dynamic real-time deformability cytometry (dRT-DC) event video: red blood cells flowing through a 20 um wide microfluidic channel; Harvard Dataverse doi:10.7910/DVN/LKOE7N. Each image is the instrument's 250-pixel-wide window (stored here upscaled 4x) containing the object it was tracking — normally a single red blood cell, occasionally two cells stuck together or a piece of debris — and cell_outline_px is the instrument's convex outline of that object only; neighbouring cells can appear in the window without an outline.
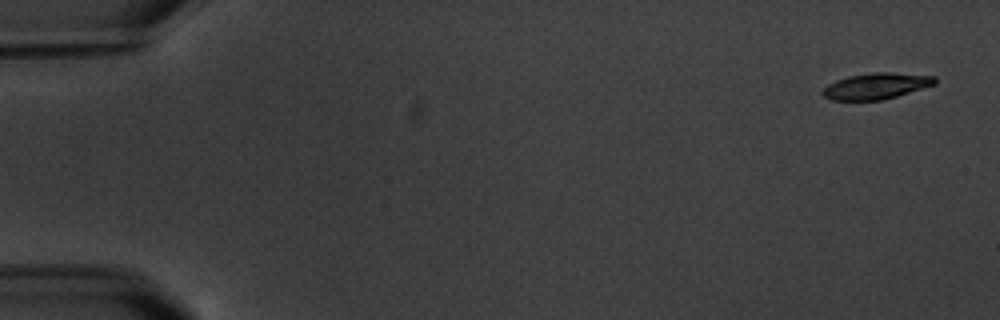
{"species": "common noctule bat (a hibernating species)", "species_latin": "Nyctalus noctula", "temperature_condition": "warm", "stored_images_in_passage": 3, "camera_frame_rate_fps": 3000, "um_per_image_px": 0.085, "animal": {"sex": "male", "body_mass_g": 20.1, "forearm_length_mm": 53.5}, "frame": {"image": 1, "passage_image": 1, "time_ms": 0.0, "image_size_px": [1000, 320], "cell_outline_px": [[936, 84], [884, 100], [832, 100], [824, 96], [820, 92], [828, 84], [836, 80], [848, 76], [872, 72], [892, 72], [936, 76]], "centroid_in_image_um": [74.48, 7.31], "position_along_channel_um": 10.5, "area_um2": 17.17}}